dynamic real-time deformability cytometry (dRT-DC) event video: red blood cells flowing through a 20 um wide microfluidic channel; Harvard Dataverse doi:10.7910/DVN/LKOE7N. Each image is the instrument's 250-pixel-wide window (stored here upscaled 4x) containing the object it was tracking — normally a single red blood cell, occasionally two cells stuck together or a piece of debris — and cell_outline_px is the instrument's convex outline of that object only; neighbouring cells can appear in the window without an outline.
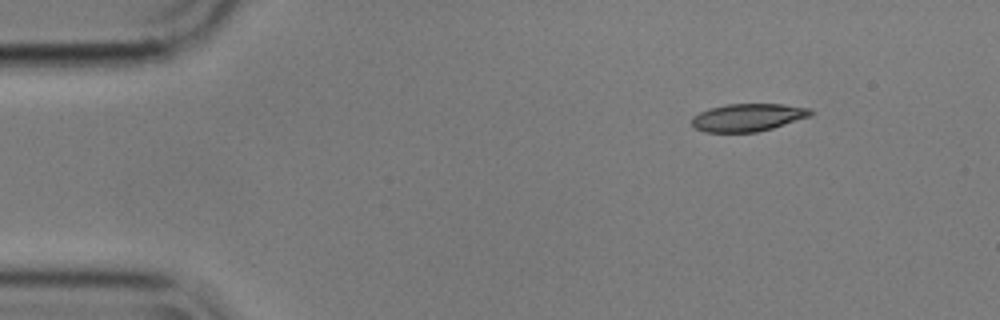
{"species": "common noctule bat (a hibernating species)", "species_latin": "Nyctalus noctula", "temperature_condition": "cold", "stored_images_in_passage": 2, "camera_frame_rate_fps": 3000, "um_per_image_px": 0.085, "animal": {"sex": "male", "body_mass_g": 17.9}, "frame": {"image": 1, "passage_image": 2, "time_ms": 0.333, "image_size_px": [1000, 320], "cell_outline_px": [[812, 116], [772, 128], [756, 132], [704, 132], [696, 128], [692, 124], [692, 116], [708, 108], [728, 104], [784, 104], [812, 108]], "centroid_in_image_um": [63.59, 9.97], "position_along_channel_um": 21.4, "area_um2": 19.25}}